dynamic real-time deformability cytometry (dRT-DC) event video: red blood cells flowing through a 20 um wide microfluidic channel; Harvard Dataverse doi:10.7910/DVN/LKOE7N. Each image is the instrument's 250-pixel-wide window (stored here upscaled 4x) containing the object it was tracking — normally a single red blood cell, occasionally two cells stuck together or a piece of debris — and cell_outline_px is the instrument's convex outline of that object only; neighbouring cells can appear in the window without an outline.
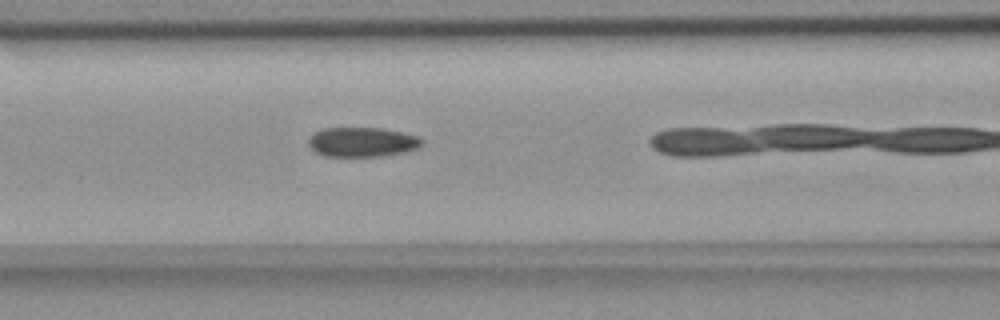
{"species": "common noctule bat (a hibernating species)", "species_latin": "Nyctalus noctula", "temperature_condition": "room temperature", "stored_images_in_passage": 23, "camera_frame_rate_fps": 3000, "um_per_image_px": 0.085, "animal": {"sex": "female", "body_mass_g": 18.4}, "frame": {"image": 1, "passage_image": 6, "time_ms": 1.667, "image_size_px": [1000, 320], "cell_outline_px": [[424, 144], [420, 148], [404, 152], [384, 156], [324, 156], [316, 152], [308, 144], [308, 140], [316, 132], [324, 128], [380, 128], [420, 136], [424, 140]], "centroid_in_image_um": [30.85, 12.08], "position_along_channel_um": 135.7, "area_um2": 19.59}}
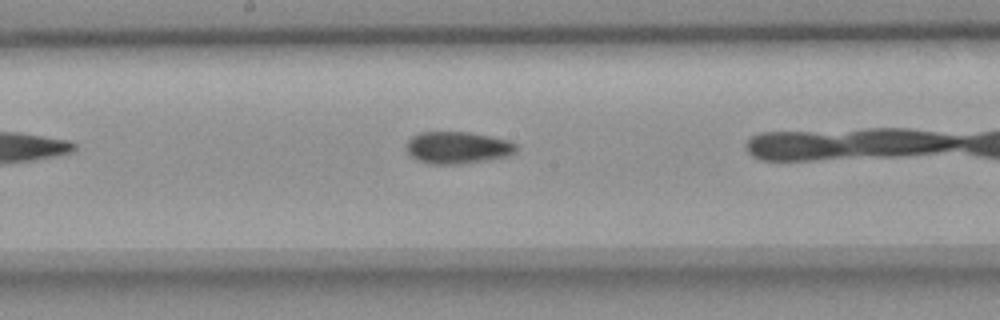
{"frame": {"image": 2, "passage_image": 12, "time_ms": 3.667, "image_size_px": [1000, 320], "cell_outline_px": [[516, 152], [508, 156], [460, 164], [428, 164], [416, 160], [408, 152], [408, 140], [412, 136], [420, 132], [468, 132], [508, 140], [516, 144]], "centroid_in_image_um": [38.88, 12.55], "position_along_channel_um": 209.3, "area_um2": 20.35}}
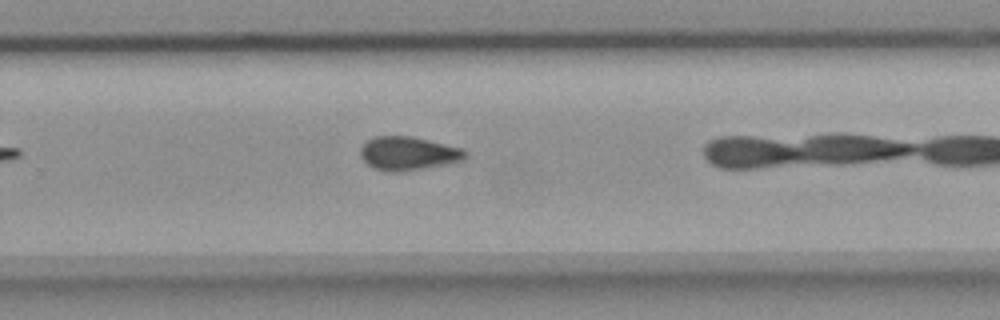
{"frame": {"image": 3, "passage_image": 19, "time_ms": 6.0, "image_size_px": [1000, 320], "cell_outline_px": [[468, 156], [464, 160], [444, 164], [400, 172], [388, 172], [376, 168], [368, 164], [360, 156], [360, 148], [368, 140], [376, 136], [412, 136], [464, 148], [468, 152]], "centroid_in_image_um": [34.73, 13.03], "position_along_channel_um": 295.1, "area_um2": 20.52}}